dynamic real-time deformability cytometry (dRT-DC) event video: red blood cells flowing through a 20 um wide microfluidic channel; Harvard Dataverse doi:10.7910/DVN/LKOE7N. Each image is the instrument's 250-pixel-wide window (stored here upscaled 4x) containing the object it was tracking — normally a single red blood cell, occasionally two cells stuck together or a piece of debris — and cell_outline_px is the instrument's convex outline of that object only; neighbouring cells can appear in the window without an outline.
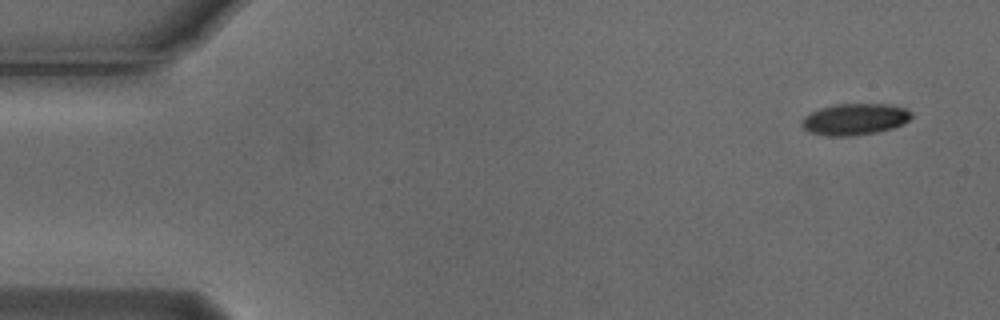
{"species": "Egyptian fruit bat (a non-hibernating species)", "species_latin": "Rousettus aegyptiacus", "temperature_condition": "cold", "stored_images_in_passage": 7, "camera_frame_rate_fps": 3000, "um_per_image_px": 0.085, "animal": {"sex": "male"}, "frame": {"image": 1, "passage_image": 1, "time_ms": 0.0, "image_size_px": [1000, 320], "cell_outline_px": [[912, 116], [904, 124], [892, 128], [876, 132], [852, 136], [824, 136], [808, 132], [800, 124], [804, 116], [820, 108], [836, 104], [888, 104], [904, 108], [912, 112]], "centroid_in_image_um": [72.64, 10.14], "position_along_channel_um": 12.4, "area_um2": 20.17}}
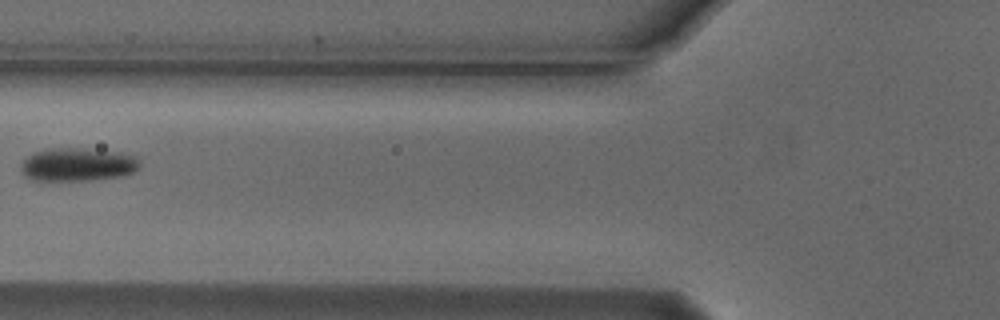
{"frame": {"image": 2, "passage_image": 6, "time_ms": 1.667, "image_size_px": [1000, 320], "cell_outline_px": [[140, 164], [132, 172], [120, 176], [88, 180], [32, 180], [24, 176], [20, 168], [20, 164], [32, 152], [48, 148], [80, 148], [124, 152], [136, 156], [140, 160]], "centroid_in_image_um": [6.57, 13.97], "position_along_channel_um": 119.2, "area_um2": 23.18}}
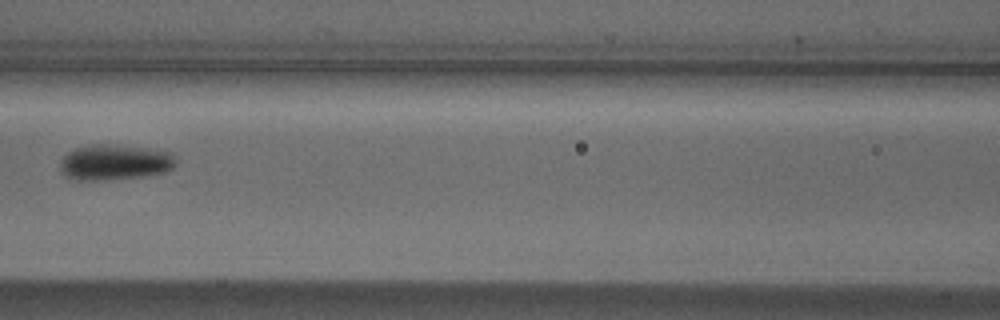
{"frame": {"image": 3, "passage_image": 7, "time_ms": 2.0, "image_size_px": [1000, 320], "cell_outline_px": [[176, 164], [172, 168], [164, 172], [144, 176], [104, 180], [72, 180], [64, 176], [60, 172], [60, 160], [68, 152], [76, 148], [88, 144], [104, 144], [140, 148], [172, 152], [176, 160]], "centroid_in_image_um": [9.69, 13.81], "position_along_channel_um": 156.9, "area_um2": 23.99}}